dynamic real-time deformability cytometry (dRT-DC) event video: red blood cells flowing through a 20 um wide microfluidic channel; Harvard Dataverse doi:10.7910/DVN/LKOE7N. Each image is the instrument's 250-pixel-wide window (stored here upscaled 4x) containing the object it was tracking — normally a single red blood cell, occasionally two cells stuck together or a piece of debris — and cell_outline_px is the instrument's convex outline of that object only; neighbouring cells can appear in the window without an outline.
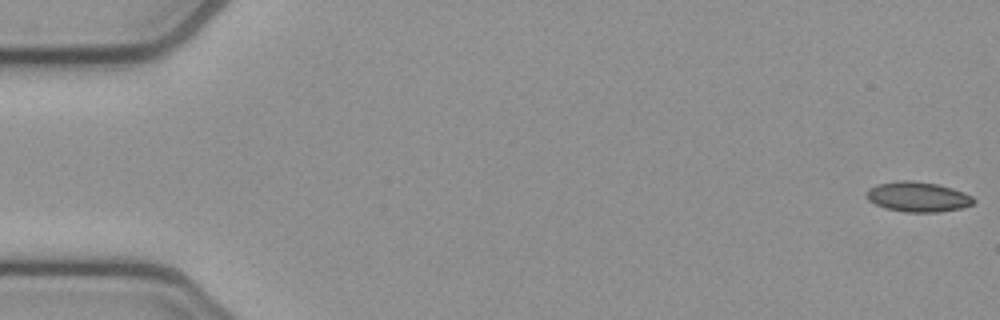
{"species": "common noctule bat (a hibernating species)", "species_latin": "Nyctalus noctula", "temperature_condition": "cold", "stored_images_in_passage": 53, "camera_frame_rate_fps": 3000, "um_per_image_px": 0.085, "animal": {"sex": "female", "body_mass_g": 21.9}, "frame": {"image": 1, "passage_image": 1, "time_ms": 0.0, "image_size_px": [1000, 320], "cell_outline_px": [[976, 200], [972, 204], [960, 208], [940, 212], [904, 212], [884, 208], [868, 200], [864, 192], [868, 188], [876, 184], [900, 180], [912, 180], [936, 184], [952, 188], [964, 192], [972, 196]], "centroid_in_image_um": [77.98, 16.72], "position_along_channel_um": 7.0, "area_um2": 18.9}}
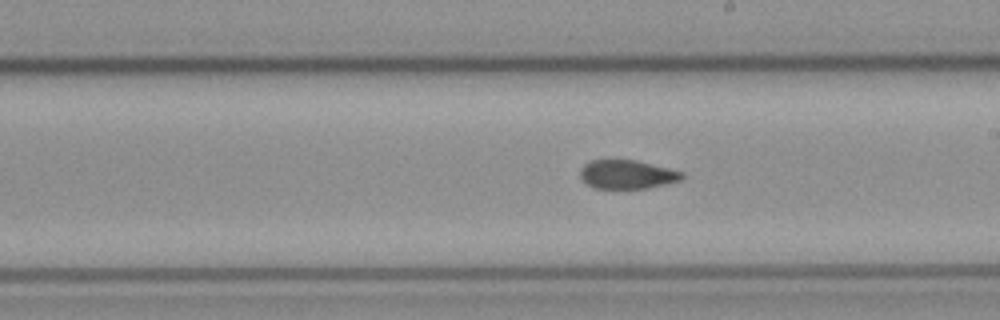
{"frame": {"image": 2, "passage_image": 30, "time_ms": 9.667, "image_size_px": [1000, 320], "cell_outline_px": [[684, 176], [680, 180], [648, 188], [596, 188], [588, 184], [580, 176], [580, 168], [584, 164], [592, 160], [636, 160], [684, 172]], "centroid_in_image_um": [53.3, 14.82], "position_along_channel_um": 235.7, "area_um2": 16.88}}
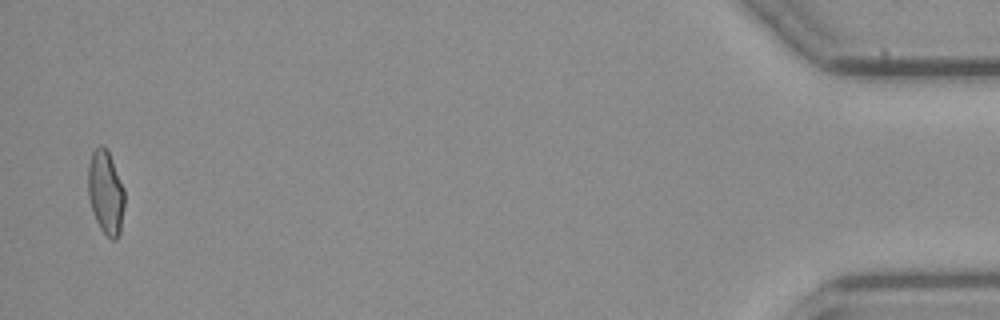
{"frame": {"image": 3, "passage_image": 52, "time_ms": 17.0, "image_size_px": [1000, 320], "cell_outline_px": [[124, 204], [120, 232], [116, 240], [112, 240], [100, 228], [92, 212], [88, 196], [88, 164], [92, 152], [100, 144], [104, 144], [108, 148], [124, 188]], "centroid_in_image_um": [8.98, 16.31], "position_along_channel_um": 426.2, "area_um2": 18.03}, "authors_computed_cell_mechanics": {"area_um2": 18.2648, "velocity_mm_per_s": 3.8737, "shape_relaxation_time_tau1_ms": null, "shape_relaxation_time_tau2_ms": 1.6475, "deformation_change_tau1": null, "deformation_change_tau2": 0.0591}}